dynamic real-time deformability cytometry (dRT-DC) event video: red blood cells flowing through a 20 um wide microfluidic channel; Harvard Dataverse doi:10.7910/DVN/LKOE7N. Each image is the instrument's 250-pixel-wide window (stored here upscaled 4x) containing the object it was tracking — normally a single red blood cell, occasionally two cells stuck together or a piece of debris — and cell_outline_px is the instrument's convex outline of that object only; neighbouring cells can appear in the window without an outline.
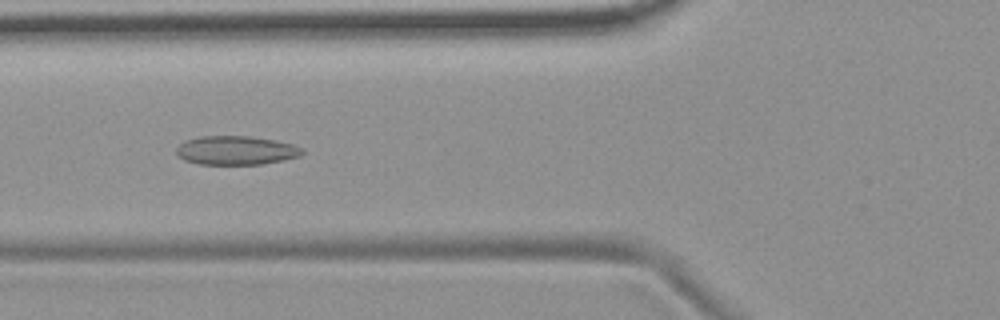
{"species": "common noctule bat (a hibernating species)", "species_latin": "Nyctalus noctula", "temperature_condition": "room temperature", "stored_images_in_passage": 55, "camera_frame_rate_fps": 3000, "um_per_image_px": 0.085, "animal": {"sex": "female", "body_mass_g": 19.9}, "frame": {"image": 1, "passage_image": 21, "time_ms": 6.667, "image_size_px": [1000, 320], "cell_outline_px": [[304, 152], [300, 156], [284, 160], [264, 164], [196, 164], [184, 160], [176, 152], [176, 148], [184, 140], [200, 136], [248, 136], [276, 140], [292, 144], [304, 148]], "centroid_in_image_um": [20.08, 12.78], "position_along_channel_um": 105.7, "area_um2": 21.33}}
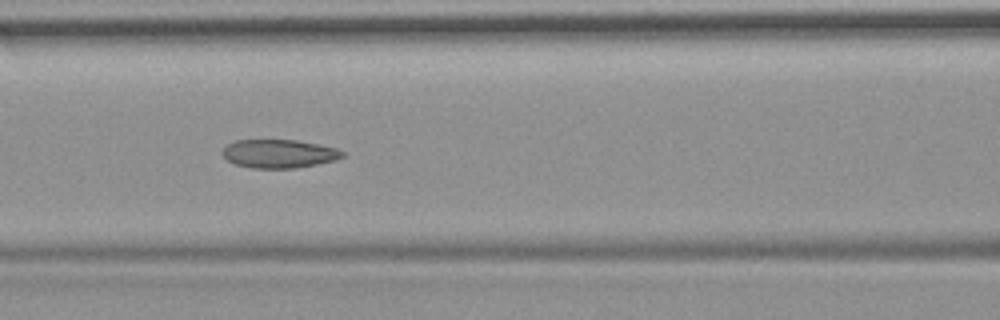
{"frame": {"image": 2, "passage_image": 24, "time_ms": 7.667, "image_size_px": [1000, 320], "cell_outline_px": [[344, 156], [336, 160], [296, 168], [252, 168], [236, 164], [228, 160], [224, 156], [224, 148], [228, 144], [236, 140], [296, 140], [336, 148], [344, 152]], "centroid_in_image_um": [23.74, 13.06], "position_along_channel_um": 142.9, "area_um2": 19.65}}
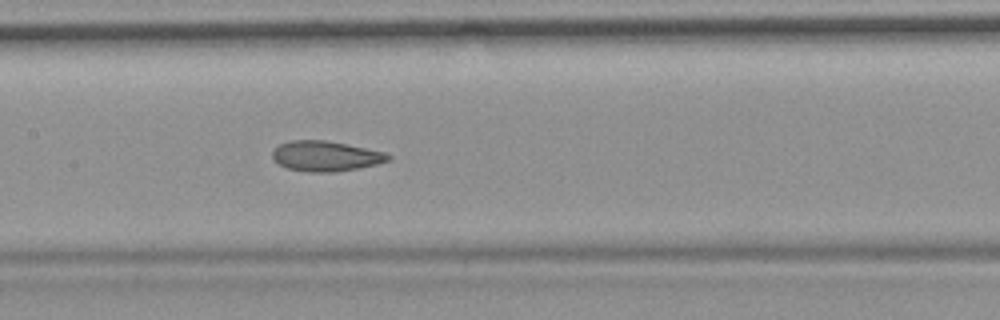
{"frame": {"image": 3, "passage_image": 27, "time_ms": 8.667, "image_size_px": [1000, 320], "cell_outline_px": [[392, 160], [360, 168], [336, 172], [312, 172], [288, 168], [280, 164], [272, 156], [272, 152], [280, 144], [292, 140], [324, 140], [384, 152], [392, 156]], "centroid_in_image_um": [27.72, 13.27], "position_along_channel_um": 179.7, "area_um2": 20.11}, "authors_computed_cell_mechanics": {"area_um2": 21.675, "velocity_mm_per_s": 3.6915, "shape_relaxation_time_tau1_ms": null, "shape_relaxation_time_tau2_ms": 2.0857, "deformation_change_tau1": null, "deformation_change_tau2": 0.0809}}